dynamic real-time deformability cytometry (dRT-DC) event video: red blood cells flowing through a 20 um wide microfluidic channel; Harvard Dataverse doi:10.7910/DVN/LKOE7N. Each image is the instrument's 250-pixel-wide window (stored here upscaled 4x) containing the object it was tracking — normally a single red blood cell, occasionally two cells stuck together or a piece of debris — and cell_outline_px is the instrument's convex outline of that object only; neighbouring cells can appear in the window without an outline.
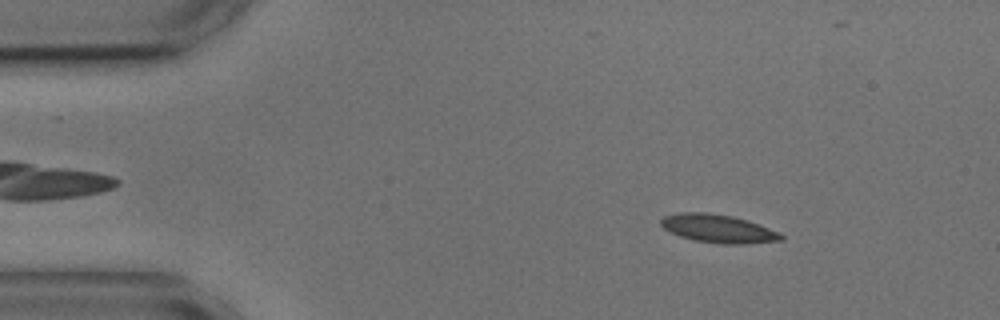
{"species": "common noctule bat (a hibernating species)", "species_latin": "Nyctalus noctula", "temperature_condition": "cold", "stored_images_in_passage": 4, "camera_frame_rate_fps": 3000, "um_per_image_px": 0.085, "animal": {"sex": "male", "body_mass_g": 17.9, "forearm_length_mm": 54.2}, "frame": {"image": 1, "passage_image": 2, "time_ms": 1.333, "image_size_px": [1000, 320], "cell_outline_px": [[784, 240], [744, 244], [724, 244], [696, 240], [680, 236], [664, 228], [660, 224], [660, 220], [664, 216], [680, 212], [704, 212], [732, 216], [748, 220], [768, 228], [784, 236]], "centroid_in_image_um": [61.04, 19.43], "position_along_channel_um": 24.0, "area_um2": 19.54}}